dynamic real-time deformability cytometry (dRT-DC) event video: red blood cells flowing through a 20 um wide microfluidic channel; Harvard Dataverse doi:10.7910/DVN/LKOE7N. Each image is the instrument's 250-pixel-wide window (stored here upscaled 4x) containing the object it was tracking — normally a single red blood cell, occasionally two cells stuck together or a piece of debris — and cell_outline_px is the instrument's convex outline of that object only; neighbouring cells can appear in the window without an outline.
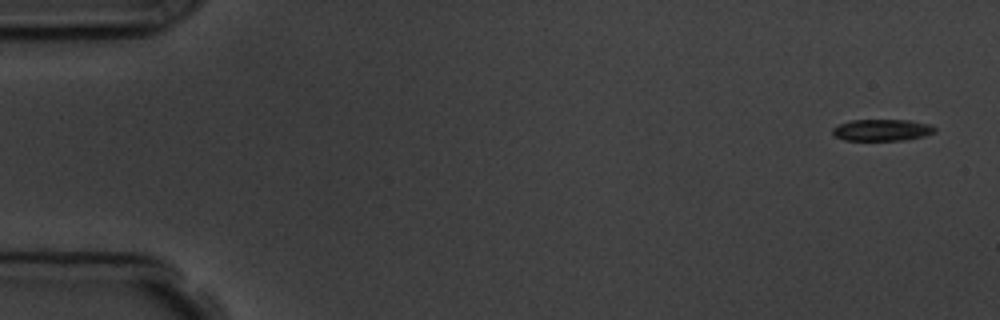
{"species": "common noctule bat (a hibernating species)", "species_latin": "Nyctalus noctula", "temperature_condition": "room temperature", "stored_images_in_passage": 4, "camera_frame_rate_fps": 3000, "um_per_image_px": 0.085, "animal": {"sex": "male", "body_mass_g": 19.5, "forearm_length_mm": 54.6}, "frame": {"image": 1, "passage_image": 1, "time_ms": 0.0, "image_size_px": [1000, 320], "cell_outline_px": [[936, 132], [924, 136], [904, 140], [844, 140], [836, 136], [832, 132], [832, 128], [840, 124], [852, 120], [908, 120], [928, 124], [936, 128]], "centroid_in_image_um": [74.98, 11.05], "position_along_channel_um": 10.0, "area_um2": 12.77}}
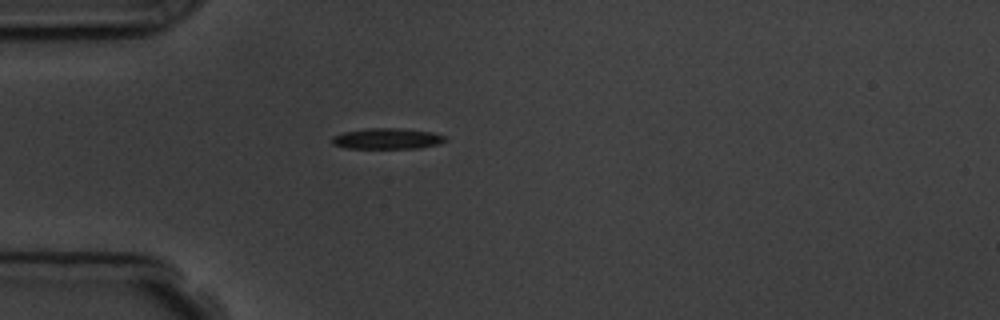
{"frame": {"image": 2, "passage_image": 4, "time_ms": 4.333, "image_size_px": [1000, 320], "cell_outline_px": [[448, 140], [440, 144], [420, 148], [344, 148], [332, 144], [332, 136], [344, 132], [368, 128], [396, 128], [432, 132], [444, 136]], "centroid_in_image_um": [32.91, 11.79], "position_along_channel_um": 52.1, "area_um2": 13.76}}